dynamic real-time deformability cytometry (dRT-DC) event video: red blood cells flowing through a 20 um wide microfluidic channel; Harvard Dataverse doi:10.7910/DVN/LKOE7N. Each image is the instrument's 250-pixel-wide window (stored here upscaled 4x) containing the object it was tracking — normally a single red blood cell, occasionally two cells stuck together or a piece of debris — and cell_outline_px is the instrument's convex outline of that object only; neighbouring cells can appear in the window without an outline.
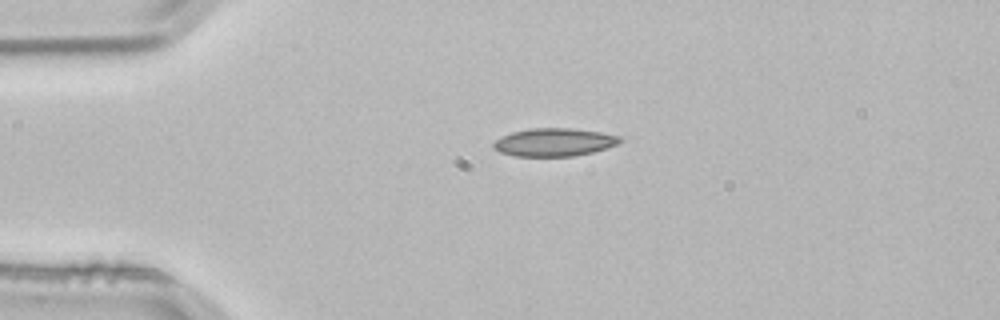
{"species": "common noctule bat (a hibernating species)", "species_latin": "Nyctalus noctula", "temperature_condition": "room temperature", "stored_images_in_passage": 2, "camera_frame_rate_fps": 3000, "um_per_image_px": 0.085, "animal": {"sex": "male", "body_mass_g": 21.5, "forearm_length_mm": 52.0}, "frame": {"image": 1, "passage_image": 1, "time_ms": 0.0, "image_size_px": [1000, 320], "cell_outline_px": [[624, 140], [616, 144], [592, 152], [572, 156], [516, 156], [500, 152], [492, 148], [492, 144], [500, 136], [512, 132], [532, 128], [572, 128], [600, 132], [620, 136]], "centroid_in_image_um": [47.07, 12.08], "position_along_channel_um": 37.9, "area_um2": 20.58}}